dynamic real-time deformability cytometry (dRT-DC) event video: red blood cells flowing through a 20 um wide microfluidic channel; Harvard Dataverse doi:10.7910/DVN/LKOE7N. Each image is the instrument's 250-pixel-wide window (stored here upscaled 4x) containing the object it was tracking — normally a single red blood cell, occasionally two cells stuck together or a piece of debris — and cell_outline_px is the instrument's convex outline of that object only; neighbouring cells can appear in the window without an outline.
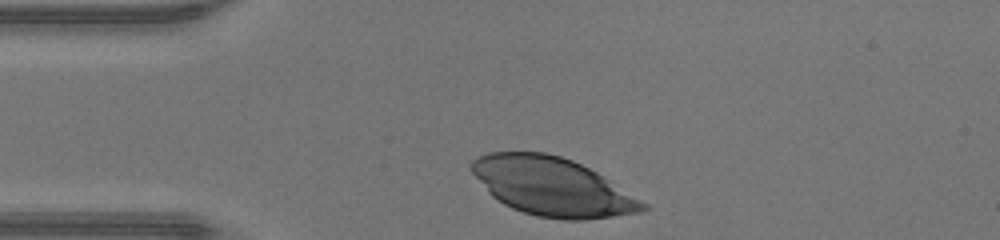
{"species": "human", "species_latin": "Homo sapiens", "temperature_condition": "warm", "stored_images_in_passage": 28, "camera_frame_rate_fps": 3000, "um_per_image_px": 0.085, "donor": {"sex": "male"}, "frame": {"image": 1, "passage_image": 1, "time_ms": 0.0, "image_size_px": [1000, 240], "cell_outline_px": [[652, 208], [640, 212], [584, 220], [564, 220], [536, 216], [512, 208], [504, 204], [492, 196], [488, 192], [468, 168], [468, 164], [476, 156], [488, 152], [544, 152], [560, 156], [572, 160], [596, 172], [648, 204]], "centroid_in_image_um": [46.91, 15.86], "position_along_channel_um": 38.1, "area_um2": 58.15}}